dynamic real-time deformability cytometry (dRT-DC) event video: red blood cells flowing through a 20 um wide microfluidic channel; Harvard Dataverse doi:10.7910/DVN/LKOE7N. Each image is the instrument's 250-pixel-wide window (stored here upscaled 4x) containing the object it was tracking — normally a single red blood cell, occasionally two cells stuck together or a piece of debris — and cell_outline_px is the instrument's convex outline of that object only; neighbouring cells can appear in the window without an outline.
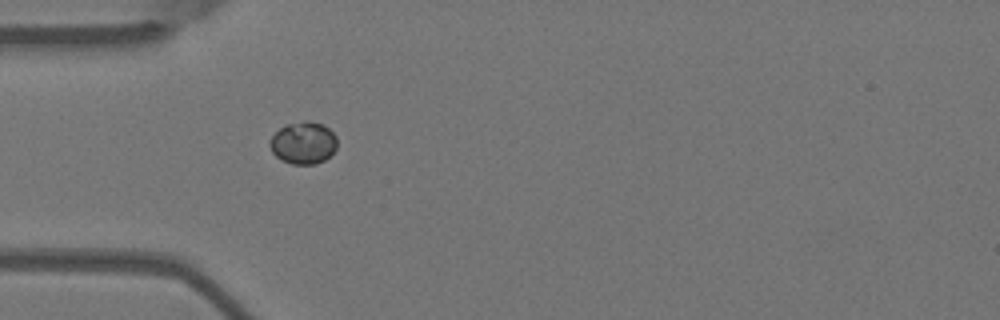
{"species": "Egyptian fruit bat (a non-hibernating species)", "species_latin": "Rousettus aegyptiacus", "temperature_condition": "warm", "stored_images_in_passage": 1, "camera_frame_rate_fps": 3000, "um_per_image_px": 0.085, "animal": {"sex": "female"}, "frame": {"image": 1, "passage_image": 1, "time_ms": 0.0, "image_size_px": [1000, 320], "cell_outline_px": [[336, 148], [324, 160], [316, 164], [292, 164], [276, 156], [272, 152], [268, 144], [272, 136], [280, 128], [288, 124], [304, 120], [308, 120], [324, 124], [336, 136]], "centroid_in_image_um": [25.78, 12.13], "position_along_channel_um": 59.2, "area_um2": 16.47}}